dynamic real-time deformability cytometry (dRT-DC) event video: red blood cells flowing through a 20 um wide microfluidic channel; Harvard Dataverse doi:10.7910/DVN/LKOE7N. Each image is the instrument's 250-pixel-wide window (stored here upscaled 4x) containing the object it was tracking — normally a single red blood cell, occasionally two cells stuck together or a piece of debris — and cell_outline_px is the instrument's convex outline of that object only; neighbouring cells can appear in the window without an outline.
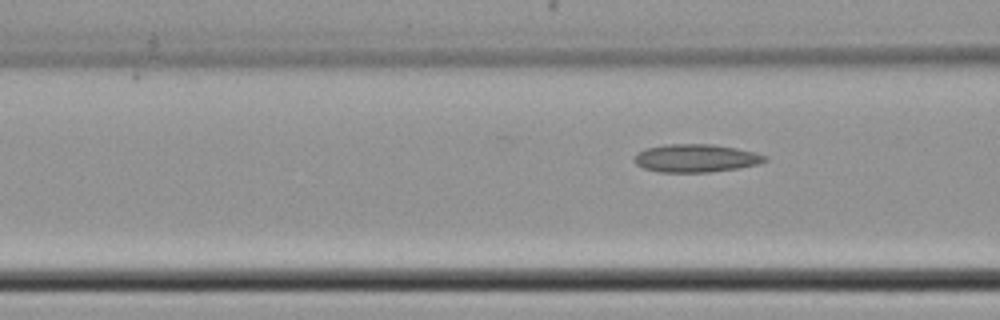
{"species": "common noctule bat (a hibernating species)", "species_latin": "Nyctalus noctula", "temperature_condition": "cold", "stored_images_in_passage": 8, "segment_of_instrument_passage": [2, 2], "camera_frame_rate_fps": 3000, "um_per_image_px": 0.085, "animal": {"sex": "female", "body_mass_g": 22.7, "forearm_length_mm": 54.2}, "frame": {"image": 1, "passage_image": 8, "time_ms": 9.333, "image_size_px": [1000, 320], "cell_outline_px": [[768, 160], [760, 164], [740, 168], [712, 172], [660, 172], [644, 168], [636, 164], [636, 152], [644, 148], [664, 144], [712, 144], [736, 148], [756, 152], [768, 156]], "centroid_in_image_um": [59.2, 13.44], "position_along_channel_um": 107.4, "area_um2": 21.56}}